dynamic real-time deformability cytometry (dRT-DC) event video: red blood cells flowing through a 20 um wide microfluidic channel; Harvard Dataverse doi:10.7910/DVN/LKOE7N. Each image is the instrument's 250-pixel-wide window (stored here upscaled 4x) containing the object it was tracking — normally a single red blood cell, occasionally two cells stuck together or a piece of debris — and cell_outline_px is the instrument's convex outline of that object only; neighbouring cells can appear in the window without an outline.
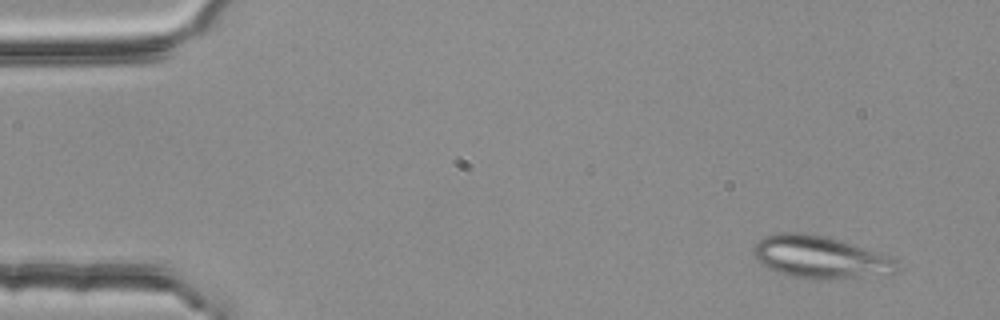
{"species": "common noctule bat (a hibernating species)", "species_latin": "Nyctalus noctula", "temperature_condition": "room temperature", "stored_images_in_passage": 14, "camera_frame_rate_fps": 3000, "um_per_image_px": 0.085, "animal": {"sex": "female", "body_mass_g": 25.1}, "frame": {"image": 1, "passage_image": 1, "time_ms": 0.0, "image_size_px": [1000, 320], "cell_outline_px": [[900, 268], [896, 272], [860, 276], [812, 280], [792, 276], [780, 272], [756, 260], [752, 252], [752, 248], [764, 236], [780, 232], [804, 232], [824, 236], [864, 248], [876, 252], [892, 260]], "centroid_in_image_um": [69.61, 21.84], "position_along_channel_um": 15.4, "area_um2": 34.39}}